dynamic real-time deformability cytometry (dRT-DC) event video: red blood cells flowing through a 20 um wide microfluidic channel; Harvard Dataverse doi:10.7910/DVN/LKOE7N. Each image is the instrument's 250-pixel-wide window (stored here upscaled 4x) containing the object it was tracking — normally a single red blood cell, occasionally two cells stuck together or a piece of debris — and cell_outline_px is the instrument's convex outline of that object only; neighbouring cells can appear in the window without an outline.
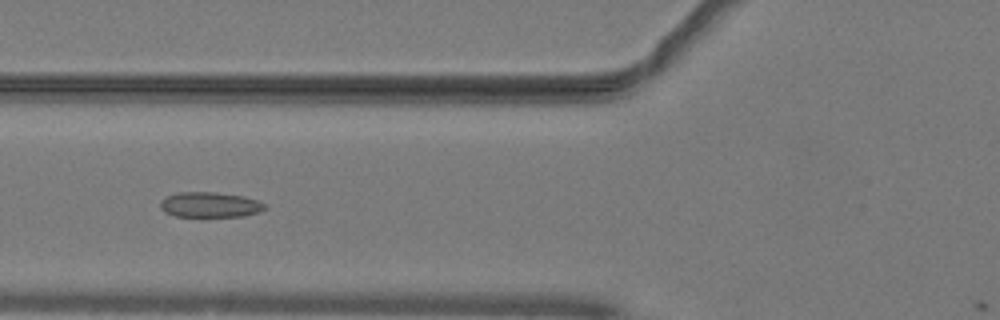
{"species": "common noctule bat (a hibernating species)", "species_latin": "Nyctalus noctula", "temperature_condition": "warm", "stored_images_in_passage": 47, "camera_frame_rate_fps": 3000, "um_per_image_px": 0.085, "animal": {"sex": "male", "body_mass_g": 19.2, "forearm_length_mm": 51.8}, "frame": {"image": 1, "passage_image": 20, "time_ms": 6.333, "image_size_px": [1000, 320], "cell_outline_px": [[264, 208], [260, 212], [244, 216], [176, 216], [164, 212], [160, 208], [160, 200], [168, 196], [180, 192], [216, 192], [244, 196], [256, 200], [264, 204]], "centroid_in_image_um": [17.82, 17.4], "position_along_channel_um": 108.0, "area_um2": 15.26}}
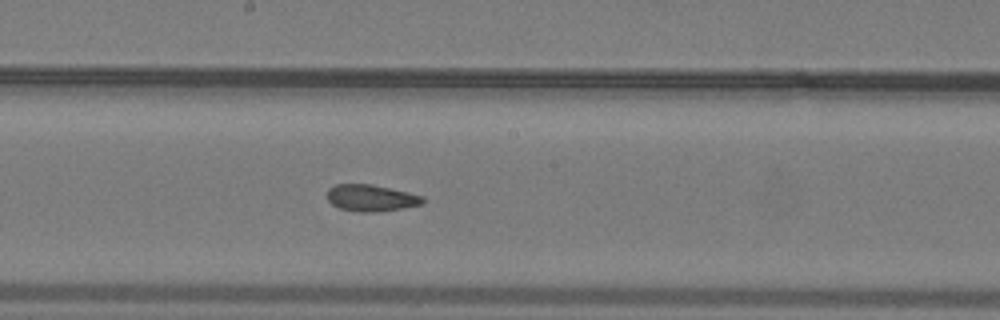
{"frame": {"image": 2, "passage_image": 28, "time_ms": 9.0, "image_size_px": [1000, 320], "cell_outline_px": [[424, 200], [420, 204], [400, 208], [372, 212], [360, 212], [340, 208], [332, 204], [328, 200], [328, 188], [336, 184], [372, 184], [408, 192], [424, 196]], "centroid_in_image_um": [31.52, 16.81], "position_along_channel_um": 216.7, "area_um2": 14.62}}
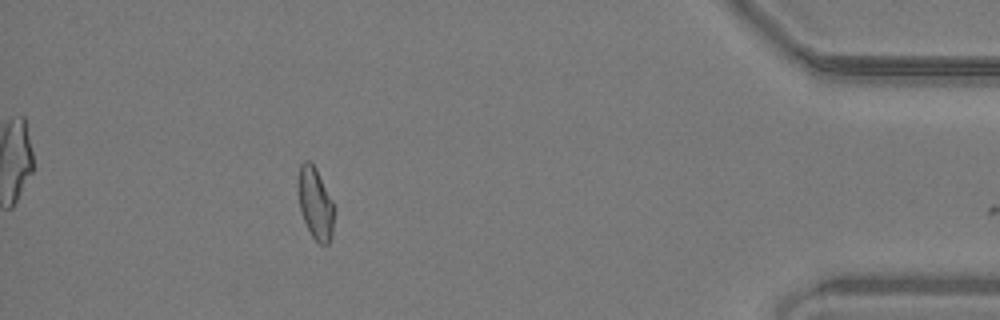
{"frame": {"image": 3, "passage_image": 46, "time_ms": 15.0, "image_size_px": [1000, 320], "cell_outline_px": [[332, 236], [328, 244], [320, 244], [312, 236], [304, 220], [300, 208], [296, 184], [300, 164], [304, 160], [308, 160], [316, 168], [332, 200]], "centroid_in_image_um": [26.76, 17.24], "position_along_channel_um": 408.4, "area_um2": 14.85}}